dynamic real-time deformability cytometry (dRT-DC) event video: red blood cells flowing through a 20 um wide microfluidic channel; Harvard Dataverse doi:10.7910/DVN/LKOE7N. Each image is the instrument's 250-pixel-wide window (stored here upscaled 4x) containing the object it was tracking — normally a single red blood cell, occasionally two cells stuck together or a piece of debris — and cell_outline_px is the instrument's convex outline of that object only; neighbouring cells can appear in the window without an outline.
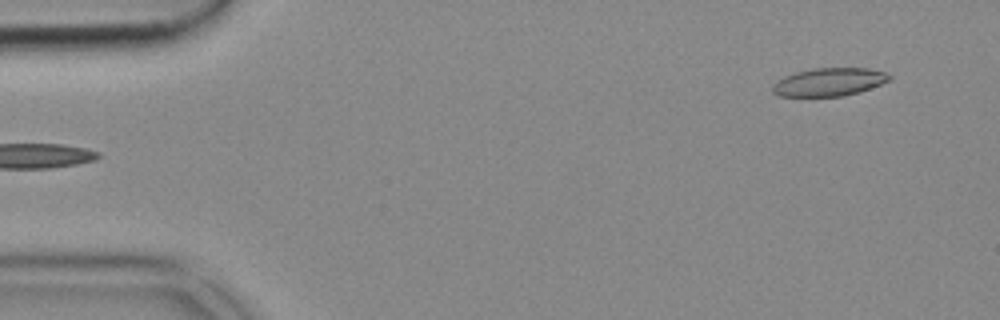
{"species": "common noctule bat (a hibernating species)", "species_latin": "Nyctalus noctula", "temperature_condition": "cold", "stored_images_in_passage": 50, "camera_frame_rate_fps": 3000, "um_per_image_px": 0.085, "animal": {"sex": "female", "body_mass_g": 18.4}, "frame": {"image": 1, "passage_image": 1, "time_ms": 0.0, "image_size_px": [1000, 320], "cell_outline_px": [[892, 76], [888, 80], [880, 84], [844, 96], [780, 96], [772, 92], [772, 84], [776, 80], [784, 76], [796, 72], [812, 68], [868, 68], [884, 72]], "centroid_in_image_um": [70.41, 6.96], "position_along_channel_um": 14.6, "area_um2": 18.96}}
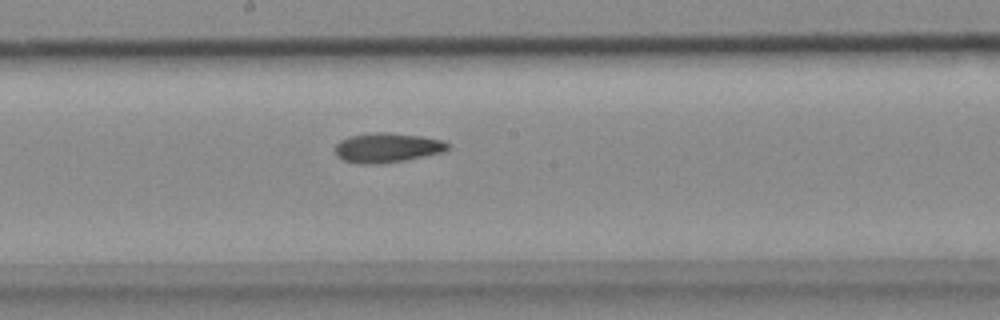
{"frame": {"image": 2, "passage_image": 25, "time_ms": 8.0, "image_size_px": [1000, 320], "cell_outline_px": [[448, 148], [440, 152], [404, 160], [376, 164], [360, 164], [344, 160], [336, 156], [336, 144], [340, 140], [348, 136], [376, 132], [388, 132], [424, 136], [444, 140], [448, 144]], "centroid_in_image_um": [32.88, 12.54], "position_along_channel_um": 215.3, "area_um2": 19.31}}
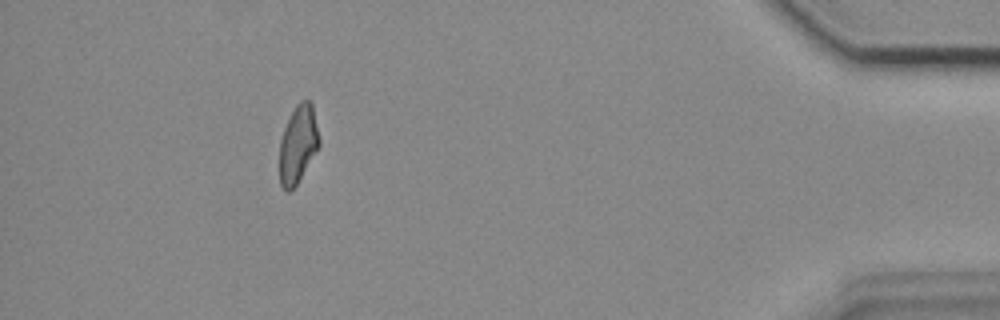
{"frame": {"image": 3, "passage_image": 45, "time_ms": 14.667, "image_size_px": [1000, 320], "cell_outline_px": [[320, 144], [296, 184], [288, 192], [280, 184], [280, 140], [284, 128], [296, 104], [300, 100], [308, 100], [312, 104], [320, 140]], "centroid_in_image_um": [25.33, 12.22], "position_along_channel_um": 409.9, "area_um2": 17.51}}